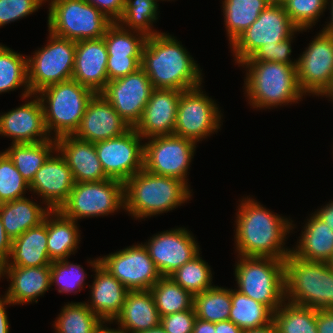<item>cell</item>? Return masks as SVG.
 I'll use <instances>...</instances> for the list:
<instances>
[{"label": "cell", "mask_w": 333, "mask_h": 333, "mask_svg": "<svg viewBox=\"0 0 333 333\" xmlns=\"http://www.w3.org/2000/svg\"><path fill=\"white\" fill-rule=\"evenodd\" d=\"M160 321L151 291L137 290L128 291L122 310L113 322L128 333H138L160 325Z\"/></svg>", "instance_id": "obj_28"}, {"label": "cell", "mask_w": 333, "mask_h": 333, "mask_svg": "<svg viewBox=\"0 0 333 333\" xmlns=\"http://www.w3.org/2000/svg\"><path fill=\"white\" fill-rule=\"evenodd\" d=\"M330 201L325 206L315 210L314 214L333 230V201Z\"/></svg>", "instance_id": "obj_54"}, {"label": "cell", "mask_w": 333, "mask_h": 333, "mask_svg": "<svg viewBox=\"0 0 333 333\" xmlns=\"http://www.w3.org/2000/svg\"><path fill=\"white\" fill-rule=\"evenodd\" d=\"M192 333H216L215 323L196 318Z\"/></svg>", "instance_id": "obj_56"}, {"label": "cell", "mask_w": 333, "mask_h": 333, "mask_svg": "<svg viewBox=\"0 0 333 333\" xmlns=\"http://www.w3.org/2000/svg\"><path fill=\"white\" fill-rule=\"evenodd\" d=\"M200 255L201 253L183 264L169 276L193 296L214 286L212 282V268Z\"/></svg>", "instance_id": "obj_42"}, {"label": "cell", "mask_w": 333, "mask_h": 333, "mask_svg": "<svg viewBox=\"0 0 333 333\" xmlns=\"http://www.w3.org/2000/svg\"><path fill=\"white\" fill-rule=\"evenodd\" d=\"M47 215L40 225L12 240L9 259L2 266L42 267L52 261L47 250Z\"/></svg>", "instance_id": "obj_27"}, {"label": "cell", "mask_w": 333, "mask_h": 333, "mask_svg": "<svg viewBox=\"0 0 333 333\" xmlns=\"http://www.w3.org/2000/svg\"><path fill=\"white\" fill-rule=\"evenodd\" d=\"M100 264L129 291L150 290L162 277L143 243L100 256Z\"/></svg>", "instance_id": "obj_16"}, {"label": "cell", "mask_w": 333, "mask_h": 333, "mask_svg": "<svg viewBox=\"0 0 333 333\" xmlns=\"http://www.w3.org/2000/svg\"><path fill=\"white\" fill-rule=\"evenodd\" d=\"M48 32L72 41L100 39L113 23L85 0H46Z\"/></svg>", "instance_id": "obj_8"}, {"label": "cell", "mask_w": 333, "mask_h": 333, "mask_svg": "<svg viewBox=\"0 0 333 333\" xmlns=\"http://www.w3.org/2000/svg\"><path fill=\"white\" fill-rule=\"evenodd\" d=\"M303 32L298 29L291 37L275 43V46H261L250 58L244 61H270L282 64H297V59L290 58L292 53V43L296 33Z\"/></svg>", "instance_id": "obj_47"}, {"label": "cell", "mask_w": 333, "mask_h": 333, "mask_svg": "<svg viewBox=\"0 0 333 333\" xmlns=\"http://www.w3.org/2000/svg\"><path fill=\"white\" fill-rule=\"evenodd\" d=\"M153 89L149 77L139 68L124 77L107 82L101 94L130 127H135Z\"/></svg>", "instance_id": "obj_18"}, {"label": "cell", "mask_w": 333, "mask_h": 333, "mask_svg": "<svg viewBox=\"0 0 333 333\" xmlns=\"http://www.w3.org/2000/svg\"><path fill=\"white\" fill-rule=\"evenodd\" d=\"M239 203L233 247L237 256L285 260L291 253V248L284 245L289 237L287 235L296 227L293 220L275 214L251 196L241 198Z\"/></svg>", "instance_id": "obj_1"}, {"label": "cell", "mask_w": 333, "mask_h": 333, "mask_svg": "<svg viewBox=\"0 0 333 333\" xmlns=\"http://www.w3.org/2000/svg\"><path fill=\"white\" fill-rule=\"evenodd\" d=\"M269 0H223L224 24L231 45L260 13L270 4Z\"/></svg>", "instance_id": "obj_32"}, {"label": "cell", "mask_w": 333, "mask_h": 333, "mask_svg": "<svg viewBox=\"0 0 333 333\" xmlns=\"http://www.w3.org/2000/svg\"><path fill=\"white\" fill-rule=\"evenodd\" d=\"M285 300L314 309H333V270L328 262L290 253L284 260Z\"/></svg>", "instance_id": "obj_5"}, {"label": "cell", "mask_w": 333, "mask_h": 333, "mask_svg": "<svg viewBox=\"0 0 333 333\" xmlns=\"http://www.w3.org/2000/svg\"><path fill=\"white\" fill-rule=\"evenodd\" d=\"M273 322L279 333H318L316 309L286 300L273 313Z\"/></svg>", "instance_id": "obj_39"}, {"label": "cell", "mask_w": 333, "mask_h": 333, "mask_svg": "<svg viewBox=\"0 0 333 333\" xmlns=\"http://www.w3.org/2000/svg\"><path fill=\"white\" fill-rule=\"evenodd\" d=\"M125 209L124 183L115 179L75 182L68 199L59 208L66 217L80 219L108 216Z\"/></svg>", "instance_id": "obj_9"}, {"label": "cell", "mask_w": 333, "mask_h": 333, "mask_svg": "<svg viewBox=\"0 0 333 333\" xmlns=\"http://www.w3.org/2000/svg\"><path fill=\"white\" fill-rule=\"evenodd\" d=\"M95 272L91 297L86 305L102 321H114L120 314L128 289L100 264V257L87 262Z\"/></svg>", "instance_id": "obj_23"}, {"label": "cell", "mask_w": 333, "mask_h": 333, "mask_svg": "<svg viewBox=\"0 0 333 333\" xmlns=\"http://www.w3.org/2000/svg\"><path fill=\"white\" fill-rule=\"evenodd\" d=\"M53 322L55 333H96L102 320L86 305V302H68L62 306Z\"/></svg>", "instance_id": "obj_38"}, {"label": "cell", "mask_w": 333, "mask_h": 333, "mask_svg": "<svg viewBox=\"0 0 333 333\" xmlns=\"http://www.w3.org/2000/svg\"><path fill=\"white\" fill-rule=\"evenodd\" d=\"M187 228L175 227L154 234L144 242L162 277H169L200 253V245Z\"/></svg>", "instance_id": "obj_17"}, {"label": "cell", "mask_w": 333, "mask_h": 333, "mask_svg": "<svg viewBox=\"0 0 333 333\" xmlns=\"http://www.w3.org/2000/svg\"><path fill=\"white\" fill-rule=\"evenodd\" d=\"M138 333H167V332L165 331V329L160 324V325H158L154 328L144 330V331H141V332H138Z\"/></svg>", "instance_id": "obj_60"}, {"label": "cell", "mask_w": 333, "mask_h": 333, "mask_svg": "<svg viewBox=\"0 0 333 333\" xmlns=\"http://www.w3.org/2000/svg\"><path fill=\"white\" fill-rule=\"evenodd\" d=\"M95 6L99 11L105 14L113 22H117L121 17L125 0H85Z\"/></svg>", "instance_id": "obj_50"}, {"label": "cell", "mask_w": 333, "mask_h": 333, "mask_svg": "<svg viewBox=\"0 0 333 333\" xmlns=\"http://www.w3.org/2000/svg\"><path fill=\"white\" fill-rule=\"evenodd\" d=\"M271 3L282 4L285 0H269Z\"/></svg>", "instance_id": "obj_62"}, {"label": "cell", "mask_w": 333, "mask_h": 333, "mask_svg": "<svg viewBox=\"0 0 333 333\" xmlns=\"http://www.w3.org/2000/svg\"><path fill=\"white\" fill-rule=\"evenodd\" d=\"M50 211L47 206L39 205L27 197L0 204V218L12 240L44 222Z\"/></svg>", "instance_id": "obj_31"}, {"label": "cell", "mask_w": 333, "mask_h": 333, "mask_svg": "<svg viewBox=\"0 0 333 333\" xmlns=\"http://www.w3.org/2000/svg\"><path fill=\"white\" fill-rule=\"evenodd\" d=\"M130 128L106 98L96 93L89 101L73 136L95 144L120 136Z\"/></svg>", "instance_id": "obj_21"}, {"label": "cell", "mask_w": 333, "mask_h": 333, "mask_svg": "<svg viewBox=\"0 0 333 333\" xmlns=\"http://www.w3.org/2000/svg\"><path fill=\"white\" fill-rule=\"evenodd\" d=\"M229 320L242 330L260 328L273 321V312L262 303L232 288Z\"/></svg>", "instance_id": "obj_35"}, {"label": "cell", "mask_w": 333, "mask_h": 333, "mask_svg": "<svg viewBox=\"0 0 333 333\" xmlns=\"http://www.w3.org/2000/svg\"><path fill=\"white\" fill-rule=\"evenodd\" d=\"M202 87L181 91L173 133L196 143L218 132L223 121L218 104Z\"/></svg>", "instance_id": "obj_11"}, {"label": "cell", "mask_w": 333, "mask_h": 333, "mask_svg": "<svg viewBox=\"0 0 333 333\" xmlns=\"http://www.w3.org/2000/svg\"><path fill=\"white\" fill-rule=\"evenodd\" d=\"M113 324V321H102L98 328L96 333H128L124 328H122L120 325H118L117 329L107 327L106 325ZM105 324V325H104Z\"/></svg>", "instance_id": "obj_58"}, {"label": "cell", "mask_w": 333, "mask_h": 333, "mask_svg": "<svg viewBox=\"0 0 333 333\" xmlns=\"http://www.w3.org/2000/svg\"><path fill=\"white\" fill-rule=\"evenodd\" d=\"M46 0H0V27L35 13Z\"/></svg>", "instance_id": "obj_46"}, {"label": "cell", "mask_w": 333, "mask_h": 333, "mask_svg": "<svg viewBox=\"0 0 333 333\" xmlns=\"http://www.w3.org/2000/svg\"><path fill=\"white\" fill-rule=\"evenodd\" d=\"M191 191L178 178L159 176L142 169L124 183V211L136 220L151 218L190 201Z\"/></svg>", "instance_id": "obj_4"}, {"label": "cell", "mask_w": 333, "mask_h": 333, "mask_svg": "<svg viewBox=\"0 0 333 333\" xmlns=\"http://www.w3.org/2000/svg\"><path fill=\"white\" fill-rule=\"evenodd\" d=\"M108 56L126 58L142 57L146 36L143 33L126 29L113 22L103 36Z\"/></svg>", "instance_id": "obj_41"}, {"label": "cell", "mask_w": 333, "mask_h": 333, "mask_svg": "<svg viewBox=\"0 0 333 333\" xmlns=\"http://www.w3.org/2000/svg\"><path fill=\"white\" fill-rule=\"evenodd\" d=\"M196 318L195 310H186L161 317L160 324L167 333H192Z\"/></svg>", "instance_id": "obj_48"}, {"label": "cell", "mask_w": 333, "mask_h": 333, "mask_svg": "<svg viewBox=\"0 0 333 333\" xmlns=\"http://www.w3.org/2000/svg\"><path fill=\"white\" fill-rule=\"evenodd\" d=\"M51 286L56 285L59 293H80L85 288L86 271L77 263H71L68 259L52 261Z\"/></svg>", "instance_id": "obj_43"}, {"label": "cell", "mask_w": 333, "mask_h": 333, "mask_svg": "<svg viewBox=\"0 0 333 333\" xmlns=\"http://www.w3.org/2000/svg\"><path fill=\"white\" fill-rule=\"evenodd\" d=\"M146 140L143 169L155 175L178 178L190 187L187 174L197 143L174 134Z\"/></svg>", "instance_id": "obj_13"}, {"label": "cell", "mask_w": 333, "mask_h": 333, "mask_svg": "<svg viewBox=\"0 0 333 333\" xmlns=\"http://www.w3.org/2000/svg\"><path fill=\"white\" fill-rule=\"evenodd\" d=\"M95 94L93 90L73 79L56 83L38 92L36 95L42 104L49 136L57 139L73 135Z\"/></svg>", "instance_id": "obj_6"}, {"label": "cell", "mask_w": 333, "mask_h": 333, "mask_svg": "<svg viewBox=\"0 0 333 333\" xmlns=\"http://www.w3.org/2000/svg\"><path fill=\"white\" fill-rule=\"evenodd\" d=\"M180 42L161 31L146 38L141 68L154 89L184 91L202 85L204 75L199 64Z\"/></svg>", "instance_id": "obj_2"}, {"label": "cell", "mask_w": 333, "mask_h": 333, "mask_svg": "<svg viewBox=\"0 0 333 333\" xmlns=\"http://www.w3.org/2000/svg\"><path fill=\"white\" fill-rule=\"evenodd\" d=\"M22 88L21 99L30 96L27 56L0 43V94Z\"/></svg>", "instance_id": "obj_34"}, {"label": "cell", "mask_w": 333, "mask_h": 333, "mask_svg": "<svg viewBox=\"0 0 333 333\" xmlns=\"http://www.w3.org/2000/svg\"><path fill=\"white\" fill-rule=\"evenodd\" d=\"M316 35L297 58L296 72L305 96L321 97L333 81V35L323 29Z\"/></svg>", "instance_id": "obj_14"}, {"label": "cell", "mask_w": 333, "mask_h": 333, "mask_svg": "<svg viewBox=\"0 0 333 333\" xmlns=\"http://www.w3.org/2000/svg\"><path fill=\"white\" fill-rule=\"evenodd\" d=\"M74 184L71 169L56 149L36 172L29 184V192L42 198L40 203L50 210H59L68 199Z\"/></svg>", "instance_id": "obj_20"}, {"label": "cell", "mask_w": 333, "mask_h": 333, "mask_svg": "<svg viewBox=\"0 0 333 333\" xmlns=\"http://www.w3.org/2000/svg\"><path fill=\"white\" fill-rule=\"evenodd\" d=\"M318 333H333V309H316Z\"/></svg>", "instance_id": "obj_51"}, {"label": "cell", "mask_w": 333, "mask_h": 333, "mask_svg": "<svg viewBox=\"0 0 333 333\" xmlns=\"http://www.w3.org/2000/svg\"><path fill=\"white\" fill-rule=\"evenodd\" d=\"M216 333H242L243 330L230 320L215 323Z\"/></svg>", "instance_id": "obj_55"}, {"label": "cell", "mask_w": 333, "mask_h": 333, "mask_svg": "<svg viewBox=\"0 0 333 333\" xmlns=\"http://www.w3.org/2000/svg\"><path fill=\"white\" fill-rule=\"evenodd\" d=\"M242 333H279L278 329L273 321L269 324L260 327V328H253V329H245Z\"/></svg>", "instance_id": "obj_57"}, {"label": "cell", "mask_w": 333, "mask_h": 333, "mask_svg": "<svg viewBox=\"0 0 333 333\" xmlns=\"http://www.w3.org/2000/svg\"><path fill=\"white\" fill-rule=\"evenodd\" d=\"M282 5L293 24L307 32L327 9L328 0H285Z\"/></svg>", "instance_id": "obj_44"}, {"label": "cell", "mask_w": 333, "mask_h": 333, "mask_svg": "<svg viewBox=\"0 0 333 333\" xmlns=\"http://www.w3.org/2000/svg\"><path fill=\"white\" fill-rule=\"evenodd\" d=\"M55 141L56 149L71 169L75 182L108 179L98 159L94 143L80 140L73 135L62 136Z\"/></svg>", "instance_id": "obj_26"}, {"label": "cell", "mask_w": 333, "mask_h": 333, "mask_svg": "<svg viewBox=\"0 0 333 333\" xmlns=\"http://www.w3.org/2000/svg\"><path fill=\"white\" fill-rule=\"evenodd\" d=\"M56 150V141L51 138L48 141L36 143L11 144L4 152L13 161L14 166L30 184L48 157Z\"/></svg>", "instance_id": "obj_33"}, {"label": "cell", "mask_w": 333, "mask_h": 333, "mask_svg": "<svg viewBox=\"0 0 333 333\" xmlns=\"http://www.w3.org/2000/svg\"><path fill=\"white\" fill-rule=\"evenodd\" d=\"M298 28L282 4L270 3L243 33L230 45L235 63L250 58L261 46H275L291 37Z\"/></svg>", "instance_id": "obj_12"}, {"label": "cell", "mask_w": 333, "mask_h": 333, "mask_svg": "<svg viewBox=\"0 0 333 333\" xmlns=\"http://www.w3.org/2000/svg\"><path fill=\"white\" fill-rule=\"evenodd\" d=\"M309 215L291 253L306 261L328 262L333 256V230L314 213Z\"/></svg>", "instance_id": "obj_29"}, {"label": "cell", "mask_w": 333, "mask_h": 333, "mask_svg": "<svg viewBox=\"0 0 333 333\" xmlns=\"http://www.w3.org/2000/svg\"><path fill=\"white\" fill-rule=\"evenodd\" d=\"M160 317L176 312L194 310V296L170 277H161L151 288Z\"/></svg>", "instance_id": "obj_36"}, {"label": "cell", "mask_w": 333, "mask_h": 333, "mask_svg": "<svg viewBox=\"0 0 333 333\" xmlns=\"http://www.w3.org/2000/svg\"><path fill=\"white\" fill-rule=\"evenodd\" d=\"M193 307L196 317L217 323L229 320L231 309V289L227 287H213L194 295Z\"/></svg>", "instance_id": "obj_40"}, {"label": "cell", "mask_w": 333, "mask_h": 333, "mask_svg": "<svg viewBox=\"0 0 333 333\" xmlns=\"http://www.w3.org/2000/svg\"><path fill=\"white\" fill-rule=\"evenodd\" d=\"M328 10H330V21L326 22L328 24L324 25L322 29L325 30L327 33L333 35V0H328Z\"/></svg>", "instance_id": "obj_59"}, {"label": "cell", "mask_w": 333, "mask_h": 333, "mask_svg": "<svg viewBox=\"0 0 333 333\" xmlns=\"http://www.w3.org/2000/svg\"><path fill=\"white\" fill-rule=\"evenodd\" d=\"M180 90L153 89L140 121L134 129L145 140L173 135L180 100Z\"/></svg>", "instance_id": "obj_22"}, {"label": "cell", "mask_w": 333, "mask_h": 333, "mask_svg": "<svg viewBox=\"0 0 333 333\" xmlns=\"http://www.w3.org/2000/svg\"><path fill=\"white\" fill-rule=\"evenodd\" d=\"M107 60L104 38L77 41L72 79L101 93L108 82Z\"/></svg>", "instance_id": "obj_24"}, {"label": "cell", "mask_w": 333, "mask_h": 333, "mask_svg": "<svg viewBox=\"0 0 333 333\" xmlns=\"http://www.w3.org/2000/svg\"><path fill=\"white\" fill-rule=\"evenodd\" d=\"M28 190L30 191L29 183L8 155L0 151V204L23 198Z\"/></svg>", "instance_id": "obj_45"}, {"label": "cell", "mask_w": 333, "mask_h": 333, "mask_svg": "<svg viewBox=\"0 0 333 333\" xmlns=\"http://www.w3.org/2000/svg\"><path fill=\"white\" fill-rule=\"evenodd\" d=\"M325 96H326V98H328L329 101H333V81H332V84L330 85V87L322 95L323 98H325Z\"/></svg>", "instance_id": "obj_61"}, {"label": "cell", "mask_w": 333, "mask_h": 333, "mask_svg": "<svg viewBox=\"0 0 333 333\" xmlns=\"http://www.w3.org/2000/svg\"><path fill=\"white\" fill-rule=\"evenodd\" d=\"M11 305L13 306L14 304L5 293L3 296H0V333H10V324L6 307Z\"/></svg>", "instance_id": "obj_53"}, {"label": "cell", "mask_w": 333, "mask_h": 333, "mask_svg": "<svg viewBox=\"0 0 333 333\" xmlns=\"http://www.w3.org/2000/svg\"><path fill=\"white\" fill-rule=\"evenodd\" d=\"M77 225L78 222L64 216L59 210H51L47 214V250L51 261L68 259L77 252L81 241V231Z\"/></svg>", "instance_id": "obj_30"}, {"label": "cell", "mask_w": 333, "mask_h": 333, "mask_svg": "<svg viewBox=\"0 0 333 333\" xmlns=\"http://www.w3.org/2000/svg\"><path fill=\"white\" fill-rule=\"evenodd\" d=\"M328 264H329L330 268L333 270V256H332L331 259L328 261Z\"/></svg>", "instance_id": "obj_63"}, {"label": "cell", "mask_w": 333, "mask_h": 333, "mask_svg": "<svg viewBox=\"0 0 333 333\" xmlns=\"http://www.w3.org/2000/svg\"><path fill=\"white\" fill-rule=\"evenodd\" d=\"M23 100H26L24 104L8 112L0 113L1 137L12 139L11 144L36 143L50 140L51 137L44 123L42 104L37 95L31 94L23 98Z\"/></svg>", "instance_id": "obj_19"}, {"label": "cell", "mask_w": 333, "mask_h": 333, "mask_svg": "<svg viewBox=\"0 0 333 333\" xmlns=\"http://www.w3.org/2000/svg\"><path fill=\"white\" fill-rule=\"evenodd\" d=\"M141 68V57H114L108 56L107 75L108 82L124 77Z\"/></svg>", "instance_id": "obj_49"}, {"label": "cell", "mask_w": 333, "mask_h": 333, "mask_svg": "<svg viewBox=\"0 0 333 333\" xmlns=\"http://www.w3.org/2000/svg\"><path fill=\"white\" fill-rule=\"evenodd\" d=\"M237 260L235 289L274 313L285 301L284 260L246 256H238Z\"/></svg>", "instance_id": "obj_7"}, {"label": "cell", "mask_w": 333, "mask_h": 333, "mask_svg": "<svg viewBox=\"0 0 333 333\" xmlns=\"http://www.w3.org/2000/svg\"><path fill=\"white\" fill-rule=\"evenodd\" d=\"M2 277L10 283L5 294L14 305L38 303L37 298L51 288L50 266H2Z\"/></svg>", "instance_id": "obj_25"}, {"label": "cell", "mask_w": 333, "mask_h": 333, "mask_svg": "<svg viewBox=\"0 0 333 333\" xmlns=\"http://www.w3.org/2000/svg\"><path fill=\"white\" fill-rule=\"evenodd\" d=\"M160 0H125V7L117 23L122 27L143 33L146 37L160 33L153 22L158 19ZM163 1V0H161Z\"/></svg>", "instance_id": "obj_37"}, {"label": "cell", "mask_w": 333, "mask_h": 333, "mask_svg": "<svg viewBox=\"0 0 333 333\" xmlns=\"http://www.w3.org/2000/svg\"><path fill=\"white\" fill-rule=\"evenodd\" d=\"M12 247V239L7 235L0 218V264L3 265L9 259Z\"/></svg>", "instance_id": "obj_52"}, {"label": "cell", "mask_w": 333, "mask_h": 333, "mask_svg": "<svg viewBox=\"0 0 333 333\" xmlns=\"http://www.w3.org/2000/svg\"><path fill=\"white\" fill-rule=\"evenodd\" d=\"M296 65L270 61L239 63L238 67L246 68L243 89L251 108L269 110L299 103L305 94L298 85Z\"/></svg>", "instance_id": "obj_3"}, {"label": "cell", "mask_w": 333, "mask_h": 333, "mask_svg": "<svg viewBox=\"0 0 333 333\" xmlns=\"http://www.w3.org/2000/svg\"><path fill=\"white\" fill-rule=\"evenodd\" d=\"M2 278V265L0 264V280Z\"/></svg>", "instance_id": "obj_64"}, {"label": "cell", "mask_w": 333, "mask_h": 333, "mask_svg": "<svg viewBox=\"0 0 333 333\" xmlns=\"http://www.w3.org/2000/svg\"><path fill=\"white\" fill-rule=\"evenodd\" d=\"M95 148L103 171L110 179L125 183L143 169L144 139L134 127L120 136L95 143Z\"/></svg>", "instance_id": "obj_15"}, {"label": "cell", "mask_w": 333, "mask_h": 333, "mask_svg": "<svg viewBox=\"0 0 333 333\" xmlns=\"http://www.w3.org/2000/svg\"><path fill=\"white\" fill-rule=\"evenodd\" d=\"M47 44L27 56L28 85L35 95L44 88L72 79L76 42L49 32Z\"/></svg>", "instance_id": "obj_10"}]
</instances>
